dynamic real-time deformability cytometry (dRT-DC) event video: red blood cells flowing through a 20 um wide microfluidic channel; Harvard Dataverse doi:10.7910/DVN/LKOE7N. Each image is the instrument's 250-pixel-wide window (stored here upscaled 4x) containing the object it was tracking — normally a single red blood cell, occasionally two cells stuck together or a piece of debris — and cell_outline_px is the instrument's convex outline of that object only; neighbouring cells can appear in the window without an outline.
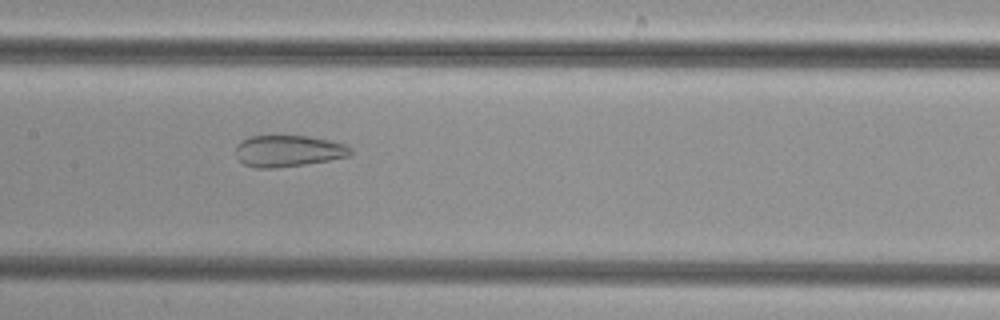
{"species": "common noctule bat (a hibernating species)", "species_latin": "Nyctalus noctula", "temperature_condition": "cold", "stored_images_in_passage": 35, "camera_frame_rate_fps": 3000, "um_per_image_px": 0.085, "animal": {"sex": "female", "body_mass_g": 29.2, "forearm_length_mm": 56.3}, "frame": {"image": 1, "passage_image": 9, "time_ms": 2.667, "image_size_px": [1000, 320], "cell_outline_px": [[352, 152], [348, 156], [328, 160], [304, 164], [276, 168], [256, 168], [244, 164], [236, 156], [236, 144], [252, 136], [308, 136], [328, 140], [344, 144], [352, 148]], "centroid_in_image_um": [24.49, 12.83], "position_along_channel_um": 182.9, "area_um2": 20.87}}
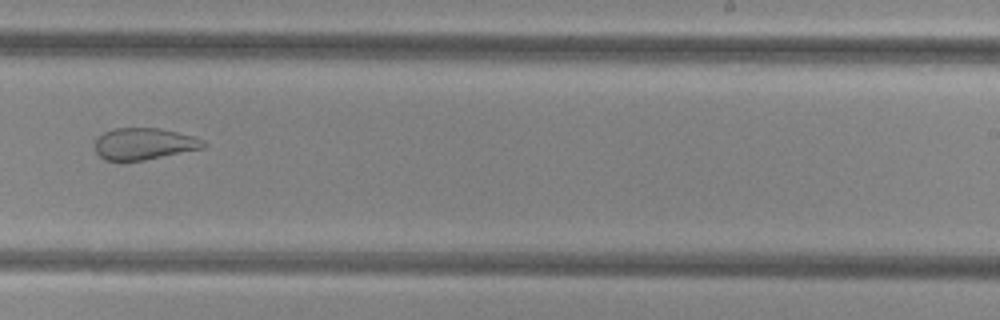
{"frame": {"image": 2, "passage_image": 16, "time_ms": 5.0, "image_size_px": [1000, 320], "cell_outline_px": [[208, 144], [204, 148], [144, 160], [120, 164], [104, 160], [96, 152], [96, 140], [104, 132], [112, 128], [160, 128], [192, 136], [204, 140]], "centroid_in_image_um": [12.22, 12.26], "position_along_channel_um": 276.8, "area_um2": 20.46}}
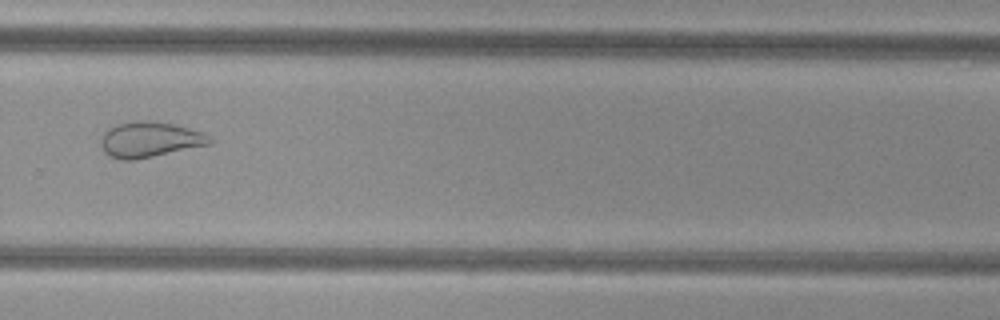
{"frame": {"image": 3, "passage_image": 19, "time_ms": 6.0, "image_size_px": [1000, 320], "cell_outline_px": [[212, 144], [136, 160], [120, 160], [108, 156], [104, 152], [100, 144], [100, 140], [104, 132], [108, 128], [116, 124], [136, 120], [152, 120], [172, 124], [204, 132], [212, 140]], "centroid_in_image_um": [12.7, 11.87], "position_along_channel_um": 317.1, "area_um2": 22.83}}